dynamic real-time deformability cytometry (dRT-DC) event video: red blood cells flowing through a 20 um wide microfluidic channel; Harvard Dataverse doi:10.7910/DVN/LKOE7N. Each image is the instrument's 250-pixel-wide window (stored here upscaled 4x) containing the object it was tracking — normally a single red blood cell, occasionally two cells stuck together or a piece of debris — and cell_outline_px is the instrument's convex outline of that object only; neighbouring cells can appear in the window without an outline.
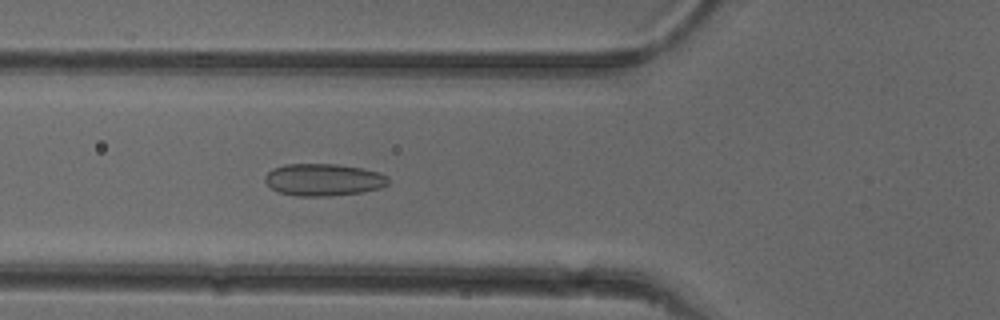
{"species": "common noctule bat (a hibernating species)", "species_latin": "Nyctalus noctula", "temperature_condition": "cold", "stored_images_in_passage": 43, "camera_frame_rate_fps": 3000, "um_per_image_px": 0.085, "animal": {"sex": "female"}, "frame": {"image": 1, "passage_image": 10, "time_ms": 3.0, "image_size_px": [1000, 320], "cell_outline_px": [[388, 184], [380, 188], [364, 192], [328, 196], [296, 196], [280, 192], [272, 188], [264, 180], [264, 176], [272, 168], [284, 164], [336, 164], [364, 168], [388, 176]], "centroid_in_image_um": [27.49, 15.27], "position_along_channel_um": 98.3, "area_um2": 23.18}}
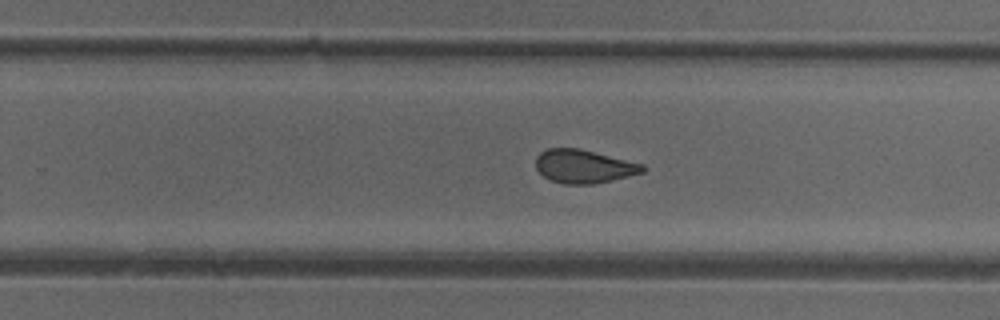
{"frame": {"image": 2, "passage_image": 24, "time_ms": 7.667, "image_size_px": [1000, 320], "cell_outline_px": [[644, 172], [612, 180], [592, 184], [564, 184], [552, 180], [544, 176], [536, 168], [536, 156], [540, 152], [548, 148], [580, 148], [644, 164]], "centroid_in_image_um": [49.62, 14.13], "position_along_channel_um": 280.2, "area_um2": 20.75}}
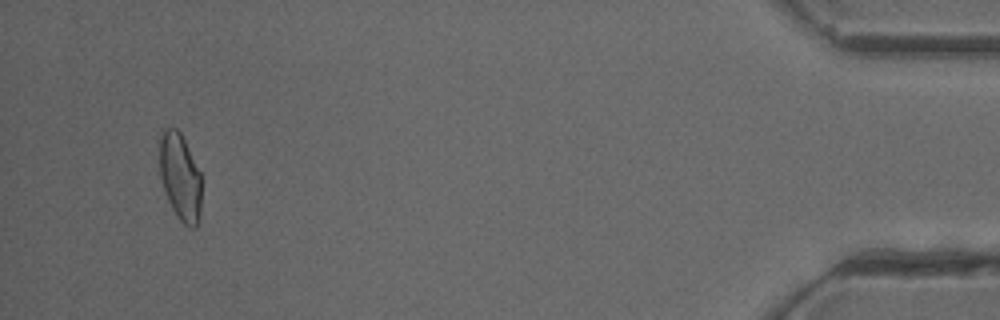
{"frame": {"image": 3, "passage_image": 41, "time_ms": 13.333, "image_size_px": [1000, 320], "cell_outline_px": [[200, 220], [196, 228], [192, 228], [184, 224], [180, 220], [172, 208], [168, 200], [160, 176], [160, 132], [164, 128], [176, 128], [180, 132], [200, 172]], "centroid_in_image_um": [15.31, 15.05], "position_along_channel_um": 419.9, "area_um2": 21.1}, "authors_computed_cell_mechanics": {"area_um2": 21.675, "velocity_mm_per_s": 3.8866, "shape_relaxation_time_tau1_ms": 6.8638, "shape_relaxation_time_tau2_ms": 1.5121, "deformation_change_tau1": 0.1351, "deformation_change_tau2": 0.0901}}